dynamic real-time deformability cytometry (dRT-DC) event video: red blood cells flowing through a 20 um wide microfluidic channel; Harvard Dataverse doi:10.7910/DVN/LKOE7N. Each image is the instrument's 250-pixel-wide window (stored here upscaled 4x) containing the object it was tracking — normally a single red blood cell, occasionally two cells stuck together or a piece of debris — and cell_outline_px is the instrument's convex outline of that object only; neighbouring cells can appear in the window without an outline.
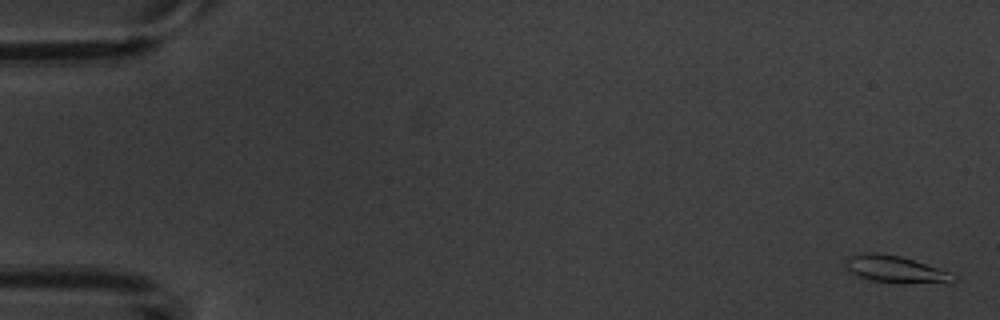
{"species": "common noctule bat (a hibernating species)", "species_latin": "Nyctalus noctula", "temperature_condition": "warm", "stored_images_in_passage": 4, "camera_frame_rate_fps": 3000, "um_per_image_px": 0.085, "animal": {"sex": "male", "body_mass_g": 20.1, "forearm_length_mm": 53.5}, "frame": {"image": 1, "passage_image": 1, "time_ms": 0.0, "image_size_px": [1000, 320], "cell_outline_px": [[956, 280], [948, 284], [872, 280], [860, 276], [852, 272], [844, 264], [844, 260], [848, 256], [864, 252], [880, 252], [900, 256], [948, 272], [956, 276]], "centroid_in_image_um": [76.1, 22.86], "position_along_channel_um": 8.9, "area_um2": 16.53}}